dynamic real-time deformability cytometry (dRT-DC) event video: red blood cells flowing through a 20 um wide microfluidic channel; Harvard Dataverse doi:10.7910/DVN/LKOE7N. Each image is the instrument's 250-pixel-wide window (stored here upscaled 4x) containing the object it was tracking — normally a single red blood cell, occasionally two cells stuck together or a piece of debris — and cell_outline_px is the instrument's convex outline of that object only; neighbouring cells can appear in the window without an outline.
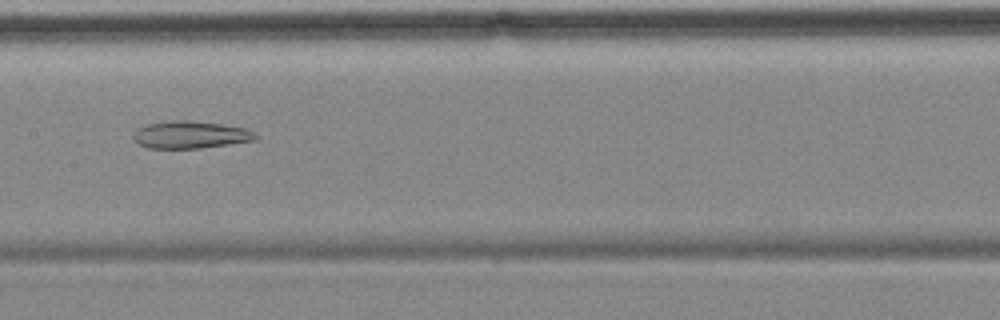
{"species": "common noctule bat (a hibernating species)", "species_latin": "Nyctalus noctula", "temperature_condition": "cold", "stored_images_in_passage": 10, "camera_frame_rate_fps": 3000, "um_per_image_px": 0.085, "animal": {"sex": "female", "body_mass_g": 18.4}, "frame": {"image": 1, "passage_image": 7, "time_ms": 7.0, "image_size_px": [1000, 320], "cell_outline_px": [[260, 136], [256, 140], [200, 148], [148, 148], [136, 144], [132, 136], [136, 128], [144, 124], [172, 120], [188, 120], [224, 124], [248, 128], [256, 132]], "centroid_in_image_um": [16.19, 11.44], "position_along_channel_um": 191.2, "area_um2": 19.94}}